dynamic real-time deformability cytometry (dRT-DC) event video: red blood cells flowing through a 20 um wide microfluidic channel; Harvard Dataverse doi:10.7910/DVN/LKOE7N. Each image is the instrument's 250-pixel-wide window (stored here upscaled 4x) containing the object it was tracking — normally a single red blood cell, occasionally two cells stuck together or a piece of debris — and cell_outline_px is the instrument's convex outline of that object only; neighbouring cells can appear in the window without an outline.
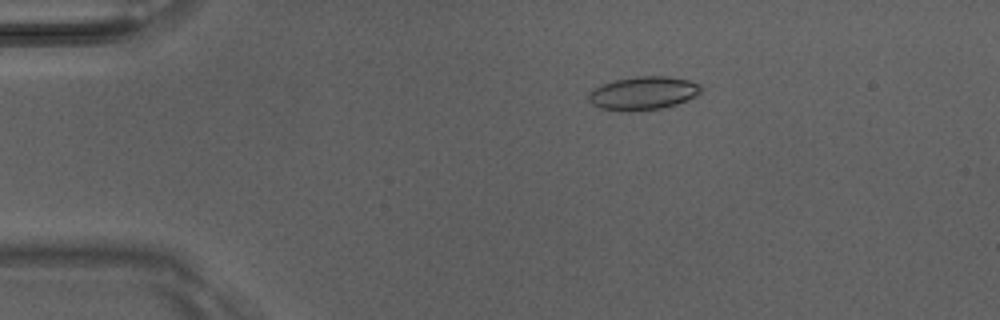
{"species": "Egyptian fruit bat (a non-hibernating species)", "species_latin": "Rousettus aegyptiacus", "temperature_condition": "room temperature", "stored_images_in_passage": 5, "camera_frame_rate_fps": 3000, "um_per_image_px": 0.085, "animal": {"sex": "male"}, "frame": {"image": 1, "passage_image": 3, "time_ms": 0.667, "image_size_px": [1000, 320], "cell_outline_px": [[700, 92], [696, 96], [676, 104], [664, 108], [628, 112], [620, 112], [600, 108], [592, 104], [588, 100], [588, 92], [592, 88], [600, 84], [616, 80], [636, 76], [668, 76], [688, 80], [700, 84]], "centroid_in_image_um": [54.61, 7.93], "position_along_channel_um": 30.4, "area_um2": 22.14}}